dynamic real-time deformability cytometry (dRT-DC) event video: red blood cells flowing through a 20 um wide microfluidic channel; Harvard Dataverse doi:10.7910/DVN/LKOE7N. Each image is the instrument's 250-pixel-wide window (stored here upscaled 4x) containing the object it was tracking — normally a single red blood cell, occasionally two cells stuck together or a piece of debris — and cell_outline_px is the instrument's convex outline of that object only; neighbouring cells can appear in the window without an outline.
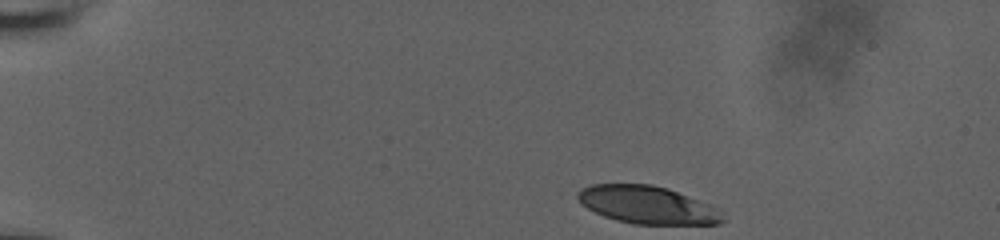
{"species": "human", "species_latin": "Homo sapiens", "temperature_condition": "room temperature", "stored_images_in_passage": 9, "camera_frame_rate_fps": 3000, "um_per_image_px": 0.085, "donor": {"sex": "male"}, "frame": {"image": 1, "passage_image": 1, "time_ms": 0.0, "image_size_px": [1000, 240], "cell_outline_px": [[724, 220], [720, 224], [632, 224], [616, 220], [604, 216], [588, 208], [576, 196], [576, 192], [592, 184], [652, 184], [668, 188], [712, 204], [720, 208]], "centroid_in_image_um": [55.09, 17.41], "position_along_channel_um": 29.9, "area_um2": 32.02}}
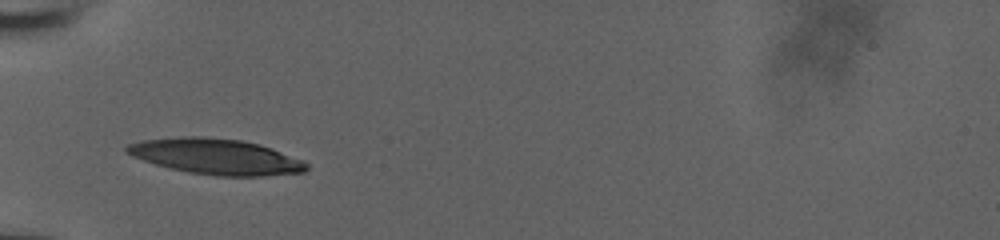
{"frame": {"image": 2, "passage_image": 6, "time_ms": 1.667, "image_size_px": [1000, 240], "cell_outline_px": [[308, 168], [304, 172], [264, 176], [216, 176], [188, 172], [168, 168], [132, 156], [124, 152], [124, 148], [128, 144], [140, 140], [180, 136], [204, 136], [240, 140], [260, 144], [272, 148], [304, 160], [308, 164]], "centroid_in_image_um": [18.35, 13.3], "position_along_channel_um": 66.7, "area_um2": 37.69}}
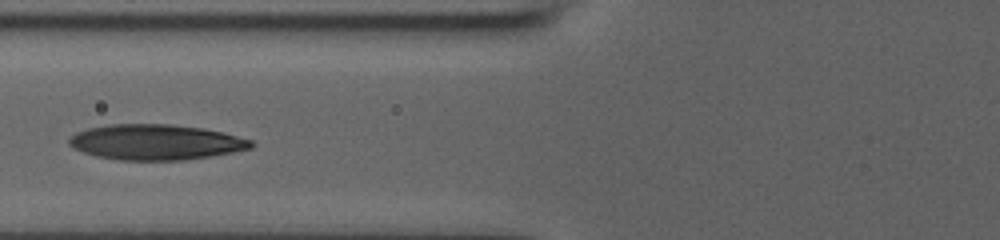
{"frame": {"image": 3, "passage_image": 8, "time_ms": 2.333, "image_size_px": [1000, 240], "cell_outline_px": [[256, 144], [252, 148], [212, 156], [184, 160], [120, 160], [96, 156], [72, 148], [68, 144], [68, 140], [76, 132], [88, 128], [108, 124], [168, 124], [204, 128], [224, 132], [252, 140]], "centroid_in_image_um": [13.26, 12.08], "position_along_channel_um": 112.5, "area_um2": 37.8}}